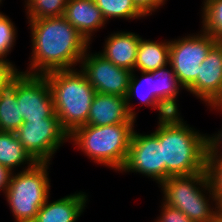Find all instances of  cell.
<instances>
[{
	"label": "cell",
	"mask_w": 222,
	"mask_h": 222,
	"mask_svg": "<svg viewBox=\"0 0 222 222\" xmlns=\"http://www.w3.org/2000/svg\"><path fill=\"white\" fill-rule=\"evenodd\" d=\"M136 131L132 133L128 156L120 172L139 173L160 184L165 181V165L159 138L153 132L140 134Z\"/></svg>",
	"instance_id": "obj_9"
},
{
	"label": "cell",
	"mask_w": 222,
	"mask_h": 222,
	"mask_svg": "<svg viewBox=\"0 0 222 222\" xmlns=\"http://www.w3.org/2000/svg\"><path fill=\"white\" fill-rule=\"evenodd\" d=\"M161 214L154 222H192L182 211L161 203Z\"/></svg>",
	"instance_id": "obj_29"
},
{
	"label": "cell",
	"mask_w": 222,
	"mask_h": 222,
	"mask_svg": "<svg viewBox=\"0 0 222 222\" xmlns=\"http://www.w3.org/2000/svg\"><path fill=\"white\" fill-rule=\"evenodd\" d=\"M15 134L24 149L37 163H50L57 150L69 140L54 113L44 120L24 122Z\"/></svg>",
	"instance_id": "obj_8"
},
{
	"label": "cell",
	"mask_w": 222,
	"mask_h": 222,
	"mask_svg": "<svg viewBox=\"0 0 222 222\" xmlns=\"http://www.w3.org/2000/svg\"><path fill=\"white\" fill-rule=\"evenodd\" d=\"M45 77L49 81L54 111L61 126L70 135L87 123L96 91L78 68L52 71Z\"/></svg>",
	"instance_id": "obj_3"
},
{
	"label": "cell",
	"mask_w": 222,
	"mask_h": 222,
	"mask_svg": "<svg viewBox=\"0 0 222 222\" xmlns=\"http://www.w3.org/2000/svg\"><path fill=\"white\" fill-rule=\"evenodd\" d=\"M136 122L107 126L84 125L69 135L81 152L94 163L120 171L127 159Z\"/></svg>",
	"instance_id": "obj_4"
},
{
	"label": "cell",
	"mask_w": 222,
	"mask_h": 222,
	"mask_svg": "<svg viewBox=\"0 0 222 222\" xmlns=\"http://www.w3.org/2000/svg\"><path fill=\"white\" fill-rule=\"evenodd\" d=\"M202 30L222 43V0H203Z\"/></svg>",
	"instance_id": "obj_23"
},
{
	"label": "cell",
	"mask_w": 222,
	"mask_h": 222,
	"mask_svg": "<svg viewBox=\"0 0 222 222\" xmlns=\"http://www.w3.org/2000/svg\"><path fill=\"white\" fill-rule=\"evenodd\" d=\"M167 0H134L136 7L147 17L165 6Z\"/></svg>",
	"instance_id": "obj_30"
},
{
	"label": "cell",
	"mask_w": 222,
	"mask_h": 222,
	"mask_svg": "<svg viewBox=\"0 0 222 222\" xmlns=\"http://www.w3.org/2000/svg\"><path fill=\"white\" fill-rule=\"evenodd\" d=\"M17 29L9 16L0 12V58L6 59L16 44Z\"/></svg>",
	"instance_id": "obj_25"
},
{
	"label": "cell",
	"mask_w": 222,
	"mask_h": 222,
	"mask_svg": "<svg viewBox=\"0 0 222 222\" xmlns=\"http://www.w3.org/2000/svg\"><path fill=\"white\" fill-rule=\"evenodd\" d=\"M63 16L90 44L94 33L107 23L94 0H68Z\"/></svg>",
	"instance_id": "obj_14"
},
{
	"label": "cell",
	"mask_w": 222,
	"mask_h": 222,
	"mask_svg": "<svg viewBox=\"0 0 222 222\" xmlns=\"http://www.w3.org/2000/svg\"><path fill=\"white\" fill-rule=\"evenodd\" d=\"M153 41L140 38L134 71H155L169 65L170 40Z\"/></svg>",
	"instance_id": "obj_19"
},
{
	"label": "cell",
	"mask_w": 222,
	"mask_h": 222,
	"mask_svg": "<svg viewBox=\"0 0 222 222\" xmlns=\"http://www.w3.org/2000/svg\"><path fill=\"white\" fill-rule=\"evenodd\" d=\"M68 0H24L27 19L63 16Z\"/></svg>",
	"instance_id": "obj_24"
},
{
	"label": "cell",
	"mask_w": 222,
	"mask_h": 222,
	"mask_svg": "<svg viewBox=\"0 0 222 222\" xmlns=\"http://www.w3.org/2000/svg\"><path fill=\"white\" fill-rule=\"evenodd\" d=\"M215 222H222V220L217 216Z\"/></svg>",
	"instance_id": "obj_33"
},
{
	"label": "cell",
	"mask_w": 222,
	"mask_h": 222,
	"mask_svg": "<svg viewBox=\"0 0 222 222\" xmlns=\"http://www.w3.org/2000/svg\"><path fill=\"white\" fill-rule=\"evenodd\" d=\"M31 31L29 68L32 75L75 68L90 48V43L64 16L28 19Z\"/></svg>",
	"instance_id": "obj_1"
},
{
	"label": "cell",
	"mask_w": 222,
	"mask_h": 222,
	"mask_svg": "<svg viewBox=\"0 0 222 222\" xmlns=\"http://www.w3.org/2000/svg\"><path fill=\"white\" fill-rule=\"evenodd\" d=\"M165 65L155 71H151L154 85V97L171 113L179 114L178 95L184 87L179 83L173 68Z\"/></svg>",
	"instance_id": "obj_18"
},
{
	"label": "cell",
	"mask_w": 222,
	"mask_h": 222,
	"mask_svg": "<svg viewBox=\"0 0 222 222\" xmlns=\"http://www.w3.org/2000/svg\"><path fill=\"white\" fill-rule=\"evenodd\" d=\"M140 38L139 34L129 31L111 33L105 39L104 49L98 53L116 66L134 71Z\"/></svg>",
	"instance_id": "obj_16"
},
{
	"label": "cell",
	"mask_w": 222,
	"mask_h": 222,
	"mask_svg": "<svg viewBox=\"0 0 222 222\" xmlns=\"http://www.w3.org/2000/svg\"><path fill=\"white\" fill-rule=\"evenodd\" d=\"M141 78L136 75L135 71L131 72L129 79L128 92L126 95V104L130 116L136 119L137 112L134 111L132 100L139 97L141 104L147 107H151L153 110H157L158 119H162L172 115L155 97H154V85L153 77L150 72L141 71ZM140 78V79H139ZM131 101V102H130Z\"/></svg>",
	"instance_id": "obj_17"
},
{
	"label": "cell",
	"mask_w": 222,
	"mask_h": 222,
	"mask_svg": "<svg viewBox=\"0 0 222 222\" xmlns=\"http://www.w3.org/2000/svg\"><path fill=\"white\" fill-rule=\"evenodd\" d=\"M180 114L159 119L153 131L162 146L165 180L206 170L207 134L190 127Z\"/></svg>",
	"instance_id": "obj_2"
},
{
	"label": "cell",
	"mask_w": 222,
	"mask_h": 222,
	"mask_svg": "<svg viewBox=\"0 0 222 222\" xmlns=\"http://www.w3.org/2000/svg\"><path fill=\"white\" fill-rule=\"evenodd\" d=\"M12 173L13 172H11L7 167L0 165V192H3L4 195L9 186Z\"/></svg>",
	"instance_id": "obj_31"
},
{
	"label": "cell",
	"mask_w": 222,
	"mask_h": 222,
	"mask_svg": "<svg viewBox=\"0 0 222 222\" xmlns=\"http://www.w3.org/2000/svg\"><path fill=\"white\" fill-rule=\"evenodd\" d=\"M50 164L36 163L30 169L23 165L20 172L12 173L5 197L14 222H32L50 196Z\"/></svg>",
	"instance_id": "obj_6"
},
{
	"label": "cell",
	"mask_w": 222,
	"mask_h": 222,
	"mask_svg": "<svg viewBox=\"0 0 222 222\" xmlns=\"http://www.w3.org/2000/svg\"><path fill=\"white\" fill-rule=\"evenodd\" d=\"M206 170L216 200L222 198V160H207Z\"/></svg>",
	"instance_id": "obj_26"
},
{
	"label": "cell",
	"mask_w": 222,
	"mask_h": 222,
	"mask_svg": "<svg viewBox=\"0 0 222 222\" xmlns=\"http://www.w3.org/2000/svg\"><path fill=\"white\" fill-rule=\"evenodd\" d=\"M88 203L85 192H75L55 201L49 197L32 222H76L83 214Z\"/></svg>",
	"instance_id": "obj_15"
},
{
	"label": "cell",
	"mask_w": 222,
	"mask_h": 222,
	"mask_svg": "<svg viewBox=\"0 0 222 222\" xmlns=\"http://www.w3.org/2000/svg\"><path fill=\"white\" fill-rule=\"evenodd\" d=\"M16 96V78L0 94V131L15 132L23 123Z\"/></svg>",
	"instance_id": "obj_21"
},
{
	"label": "cell",
	"mask_w": 222,
	"mask_h": 222,
	"mask_svg": "<svg viewBox=\"0 0 222 222\" xmlns=\"http://www.w3.org/2000/svg\"><path fill=\"white\" fill-rule=\"evenodd\" d=\"M16 67L9 59L0 58V94L21 73Z\"/></svg>",
	"instance_id": "obj_27"
},
{
	"label": "cell",
	"mask_w": 222,
	"mask_h": 222,
	"mask_svg": "<svg viewBox=\"0 0 222 222\" xmlns=\"http://www.w3.org/2000/svg\"><path fill=\"white\" fill-rule=\"evenodd\" d=\"M217 216L222 220V198L217 200Z\"/></svg>",
	"instance_id": "obj_32"
},
{
	"label": "cell",
	"mask_w": 222,
	"mask_h": 222,
	"mask_svg": "<svg viewBox=\"0 0 222 222\" xmlns=\"http://www.w3.org/2000/svg\"><path fill=\"white\" fill-rule=\"evenodd\" d=\"M36 163L19 142L15 132L0 131V165L14 172L23 164H27V169H30Z\"/></svg>",
	"instance_id": "obj_20"
},
{
	"label": "cell",
	"mask_w": 222,
	"mask_h": 222,
	"mask_svg": "<svg viewBox=\"0 0 222 222\" xmlns=\"http://www.w3.org/2000/svg\"><path fill=\"white\" fill-rule=\"evenodd\" d=\"M212 135H206L207 160H222V129Z\"/></svg>",
	"instance_id": "obj_28"
},
{
	"label": "cell",
	"mask_w": 222,
	"mask_h": 222,
	"mask_svg": "<svg viewBox=\"0 0 222 222\" xmlns=\"http://www.w3.org/2000/svg\"><path fill=\"white\" fill-rule=\"evenodd\" d=\"M79 68L97 93L126 97L132 72L129 69L116 66L98 52H90L89 48Z\"/></svg>",
	"instance_id": "obj_11"
},
{
	"label": "cell",
	"mask_w": 222,
	"mask_h": 222,
	"mask_svg": "<svg viewBox=\"0 0 222 222\" xmlns=\"http://www.w3.org/2000/svg\"><path fill=\"white\" fill-rule=\"evenodd\" d=\"M106 22L111 18L137 20L146 16L136 7L134 0H94ZM110 18V19H109Z\"/></svg>",
	"instance_id": "obj_22"
},
{
	"label": "cell",
	"mask_w": 222,
	"mask_h": 222,
	"mask_svg": "<svg viewBox=\"0 0 222 222\" xmlns=\"http://www.w3.org/2000/svg\"><path fill=\"white\" fill-rule=\"evenodd\" d=\"M159 185L163 193V203L179 209L192 222H215L217 200L207 170L192 175L169 177Z\"/></svg>",
	"instance_id": "obj_5"
},
{
	"label": "cell",
	"mask_w": 222,
	"mask_h": 222,
	"mask_svg": "<svg viewBox=\"0 0 222 222\" xmlns=\"http://www.w3.org/2000/svg\"><path fill=\"white\" fill-rule=\"evenodd\" d=\"M16 96L20 117L24 122L44 120L55 113L49 81L45 75L21 72L16 77Z\"/></svg>",
	"instance_id": "obj_10"
},
{
	"label": "cell",
	"mask_w": 222,
	"mask_h": 222,
	"mask_svg": "<svg viewBox=\"0 0 222 222\" xmlns=\"http://www.w3.org/2000/svg\"><path fill=\"white\" fill-rule=\"evenodd\" d=\"M216 43L203 30L170 40L169 64L185 90L197 79L201 63Z\"/></svg>",
	"instance_id": "obj_7"
},
{
	"label": "cell",
	"mask_w": 222,
	"mask_h": 222,
	"mask_svg": "<svg viewBox=\"0 0 222 222\" xmlns=\"http://www.w3.org/2000/svg\"><path fill=\"white\" fill-rule=\"evenodd\" d=\"M211 110L222 109V43H216L200 65L197 79L186 89Z\"/></svg>",
	"instance_id": "obj_12"
},
{
	"label": "cell",
	"mask_w": 222,
	"mask_h": 222,
	"mask_svg": "<svg viewBox=\"0 0 222 222\" xmlns=\"http://www.w3.org/2000/svg\"><path fill=\"white\" fill-rule=\"evenodd\" d=\"M136 122L128 111L126 97L95 93L85 125L107 126Z\"/></svg>",
	"instance_id": "obj_13"
}]
</instances>
